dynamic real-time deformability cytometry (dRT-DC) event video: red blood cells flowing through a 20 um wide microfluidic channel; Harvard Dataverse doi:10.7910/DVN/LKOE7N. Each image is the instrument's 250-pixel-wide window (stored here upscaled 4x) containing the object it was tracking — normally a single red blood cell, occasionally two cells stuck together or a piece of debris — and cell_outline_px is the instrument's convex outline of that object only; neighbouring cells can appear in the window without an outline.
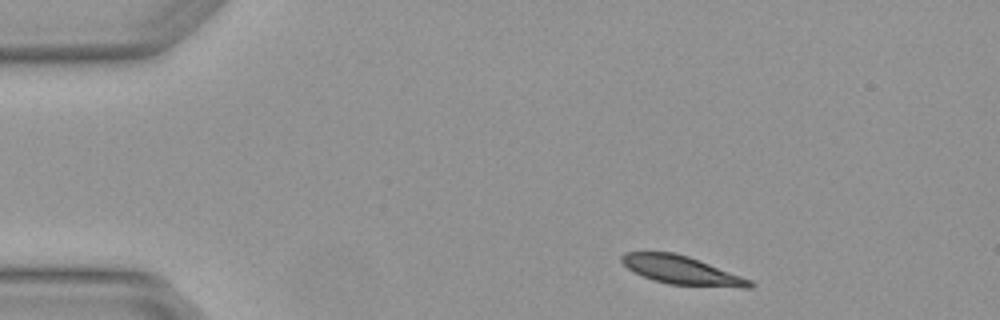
{"species": "Egyptian fruit bat (a non-hibernating species)", "species_latin": "Rousettus aegyptiacus", "temperature_condition": "warm", "stored_images_in_passage": 3, "camera_frame_rate_fps": 3000, "um_per_image_px": 0.085, "animal": {"sex": "female"}, "frame": {"image": 1, "passage_image": 1, "time_ms": 0.0, "image_size_px": [1000, 320], "cell_outline_px": [[756, 284], [752, 288], [740, 288], [668, 284], [652, 280], [628, 268], [620, 260], [620, 256], [624, 252], [672, 252], [688, 256], [752, 280]], "centroid_in_image_um": [57.97, 22.98], "position_along_channel_um": 27.0, "area_um2": 21.21}}
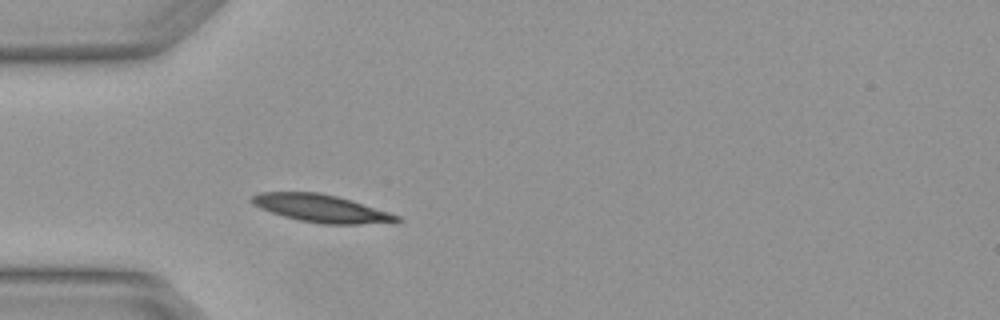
{"frame": {"image": 2, "passage_image": 3, "time_ms": 0.667, "image_size_px": [1000, 320], "cell_outline_px": [[404, 220], [360, 224], [320, 224], [300, 220], [284, 216], [260, 208], [252, 204], [248, 200], [252, 196], [260, 192], [320, 192], [336, 196], [388, 212], [400, 216]], "centroid_in_image_um": [27.23, 17.71], "position_along_channel_um": 57.8, "area_um2": 23.0}}